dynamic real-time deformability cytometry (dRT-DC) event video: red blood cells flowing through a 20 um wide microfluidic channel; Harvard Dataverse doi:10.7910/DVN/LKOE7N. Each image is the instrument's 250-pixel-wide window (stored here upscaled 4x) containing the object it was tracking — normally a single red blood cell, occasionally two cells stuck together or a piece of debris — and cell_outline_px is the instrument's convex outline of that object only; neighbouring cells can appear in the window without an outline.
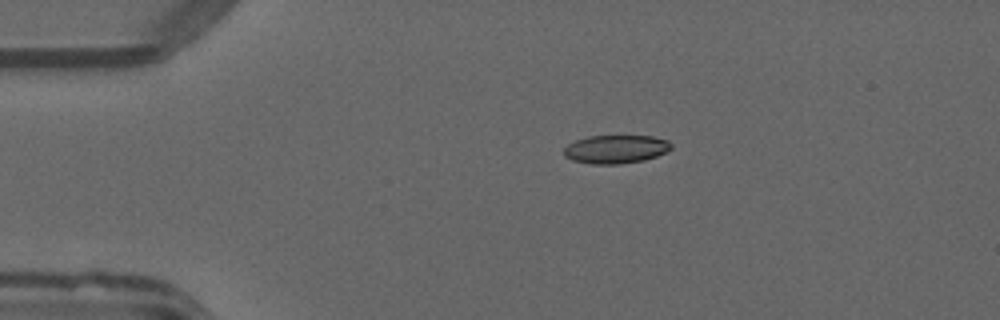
{"species": "common noctule bat (a hibernating species)", "species_latin": "Nyctalus noctula", "temperature_condition": "warm", "stored_images_in_passage": 41, "camera_frame_rate_fps": 3000, "um_per_image_px": 0.085, "animal": {"sex": "male", "forearm_length_mm": 52.5}, "frame": {"image": 1, "passage_image": 1, "time_ms": 0.0, "image_size_px": [1000, 320], "cell_outline_px": [[672, 148], [656, 156], [644, 160], [620, 164], [592, 164], [572, 160], [564, 156], [564, 148], [568, 144], [576, 140], [588, 136], [652, 136], [668, 140], [672, 144]], "centroid_in_image_um": [52.33, 12.68], "position_along_channel_um": 32.7, "area_um2": 17.74}}
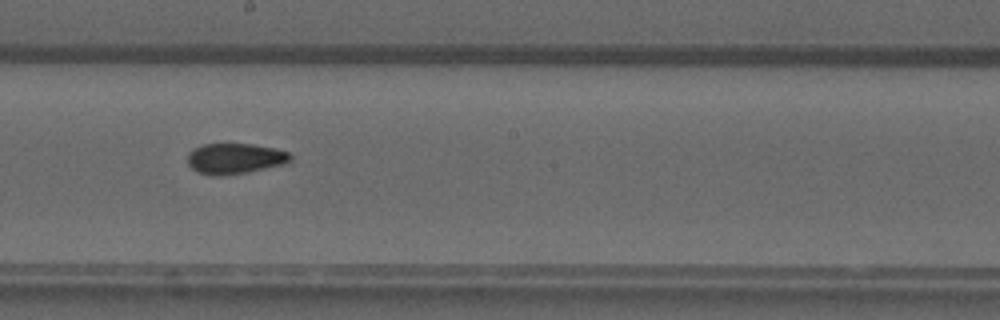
{"frame": {"image": 2, "passage_image": 19, "time_ms": 6.0, "image_size_px": [1000, 320], "cell_outline_px": [[292, 160], [284, 164], [244, 172], [220, 176], [216, 176], [196, 172], [188, 164], [188, 152], [192, 148], [204, 144], [252, 144], [276, 148], [288, 152], [292, 156]], "centroid_in_image_um": [19.95, 13.46], "position_along_channel_um": 228.3, "area_um2": 18.32}}
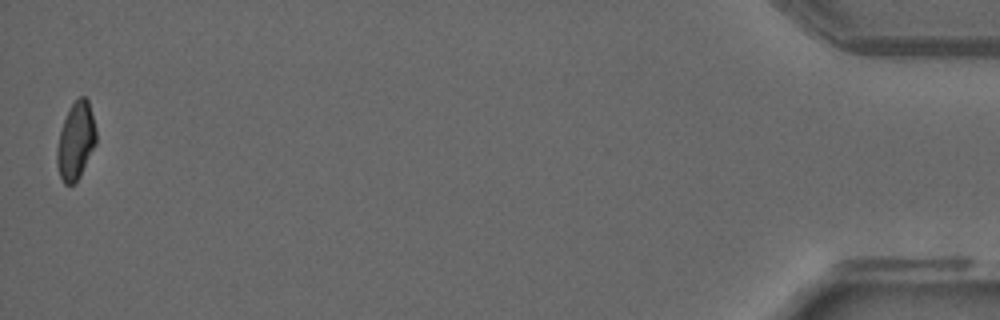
{"frame": {"image": 3, "passage_image": 41, "time_ms": 13.333, "image_size_px": [1000, 320], "cell_outline_px": [[96, 144], [80, 176], [72, 184], [64, 184], [60, 176], [56, 164], [56, 148], [60, 132], [64, 120], [72, 104], [80, 96], [84, 96], [88, 100], [96, 128]], "centroid_in_image_um": [6.44, 11.99], "position_along_channel_um": 428.8, "area_um2": 17.51}, "authors_computed_cell_mechanics": {"area_um2": 18.3804, "velocity_mm_per_s": 4.0459, "shape_relaxation_time_tau1_ms": 5.9062, "shape_relaxation_time_tau2_ms": 1.4019, "deformation_change_tau1": 0.1932, "deformation_change_tau2": 0.0705}}